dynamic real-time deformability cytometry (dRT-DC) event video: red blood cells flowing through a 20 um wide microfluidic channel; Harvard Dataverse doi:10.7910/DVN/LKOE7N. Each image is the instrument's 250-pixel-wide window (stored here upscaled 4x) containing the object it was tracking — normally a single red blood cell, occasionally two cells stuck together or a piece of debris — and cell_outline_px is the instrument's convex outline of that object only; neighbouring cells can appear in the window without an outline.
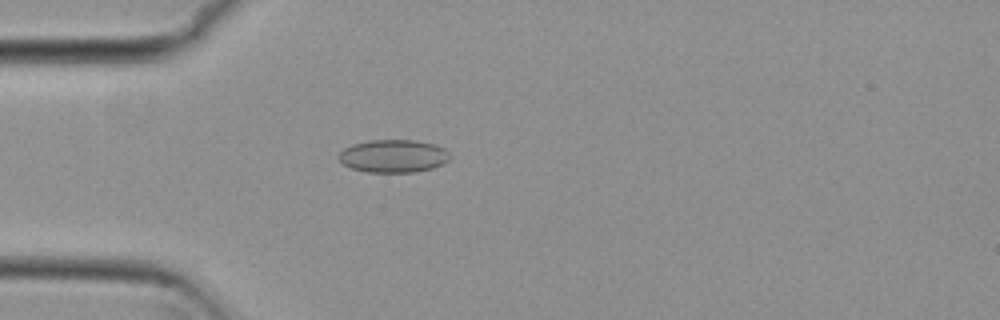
{"species": "common noctule bat (a hibernating species)", "species_latin": "Nyctalus noctula", "temperature_condition": "cold", "stored_images_in_passage": 46, "camera_frame_rate_fps": 3000, "um_per_image_px": 0.085, "animal": {"sex": "female", "body_mass_g": 29.2, "forearm_length_mm": 56.3}, "frame": {"image": 1, "passage_image": 7, "time_ms": 2.0, "image_size_px": [1000, 320], "cell_outline_px": [[452, 156], [444, 164], [432, 168], [412, 172], [368, 172], [352, 168], [344, 164], [340, 160], [340, 152], [344, 148], [352, 144], [368, 140], [416, 140], [436, 144], [444, 148]], "centroid_in_image_um": [33.48, 13.25], "position_along_channel_um": 51.5, "area_um2": 21.33}}
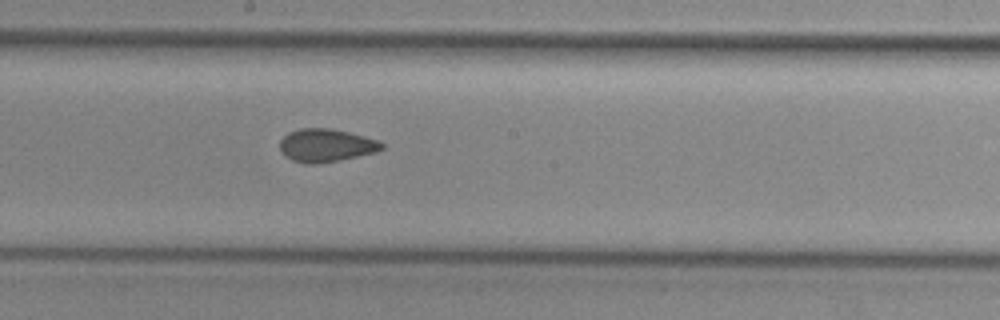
{"frame": {"image": 2, "passage_image": 21, "time_ms": 6.667, "image_size_px": [1000, 320], "cell_outline_px": [[384, 148], [376, 152], [316, 164], [304, 164], [292, 160], [280, 148], [280, 140], [288, 132], [300, 128], [332, 128], [348, 132], [376, 140], [384, 144]], "centroid_in_image_um": [27.7, 12.34], "position_along_channel_um": 220.5, "area_um2": 19.31}}
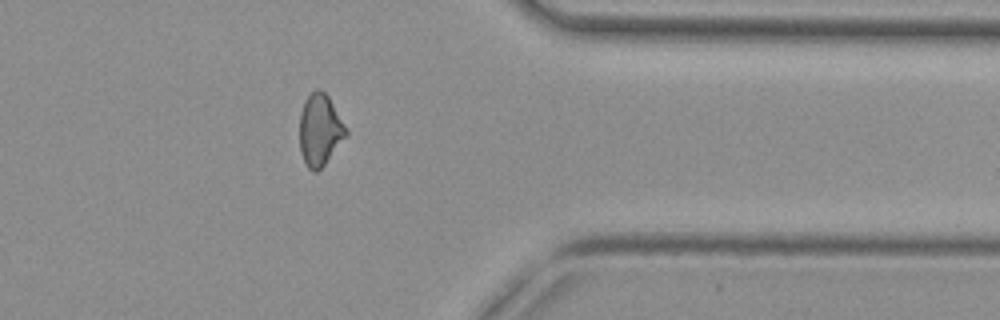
{"frame": {"image": 3, "passage_image": 35, "time_ms": 11.333, "image_size_px": [1000, 320], "cell_outline_px": [[348, 136], [324, 164], [316, 172], [312, 172], [304, 164], [300, 152], [300, 112], [304, 100], [316, 88], [320, 88], [328, 96], [344, 124], [348, 132]], "centroid_in_image_um": [27.18, 11.06], "position_along_channel_um": 384.2, "area_um2": 19.48}, "authors_computed_cell_mechanics": {"area_um2": 19.652, "velocity_mm_per_s": 3.8171, "shape_relaxation_time_tau1_ms": null, "shape_relaxation_time_tau2_ms": 2.2432, "deformation_change_tau1": null, "deformation_change_tau2": 0.0707}}